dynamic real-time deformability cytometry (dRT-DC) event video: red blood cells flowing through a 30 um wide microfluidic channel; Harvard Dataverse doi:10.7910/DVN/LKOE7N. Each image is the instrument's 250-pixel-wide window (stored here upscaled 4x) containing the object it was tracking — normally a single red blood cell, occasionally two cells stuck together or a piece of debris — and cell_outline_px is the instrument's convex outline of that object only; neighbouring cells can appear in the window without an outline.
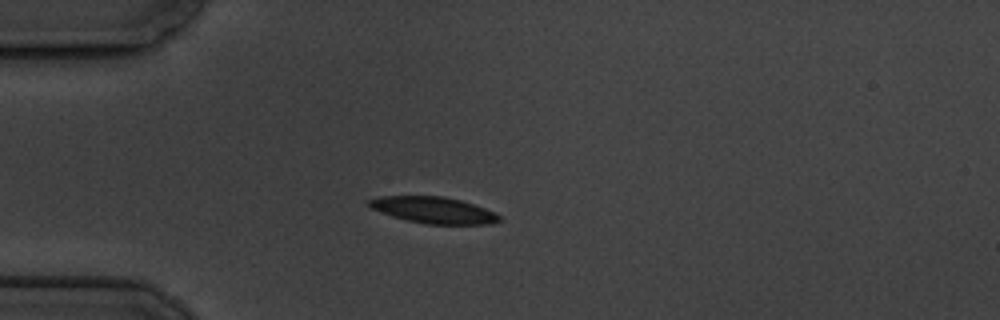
{"species": "common noctule bat (a hibernating species)", "species_latin": "Nyctalus noctula", "temperature_condition": "cold", "stored_images_in_passage": 6, "camera_frame_rate_fps": 3000, "um_per_image_px": 0.085, "animal": {"sex": "male", "body_mass_g": 19.5, "forearm_length_mm": 54.6}, "frame": {"image": 1, "passage_image": 4, "time_ms": 3.333, "image_size_px": [1000, 320], "cell_outline_px": [[500, 220], [492, 224], [428, 224], [408, 220], [392, 216], [372, 208], [368, 204], [368, 200], [380, 196], [444, 196], [460, 200], [496, 212], [500, 216]], "centroid_in_image_um": [36.88, 17.85], "position_along_channel_um": 48.1, "area_um2": 19.83}}